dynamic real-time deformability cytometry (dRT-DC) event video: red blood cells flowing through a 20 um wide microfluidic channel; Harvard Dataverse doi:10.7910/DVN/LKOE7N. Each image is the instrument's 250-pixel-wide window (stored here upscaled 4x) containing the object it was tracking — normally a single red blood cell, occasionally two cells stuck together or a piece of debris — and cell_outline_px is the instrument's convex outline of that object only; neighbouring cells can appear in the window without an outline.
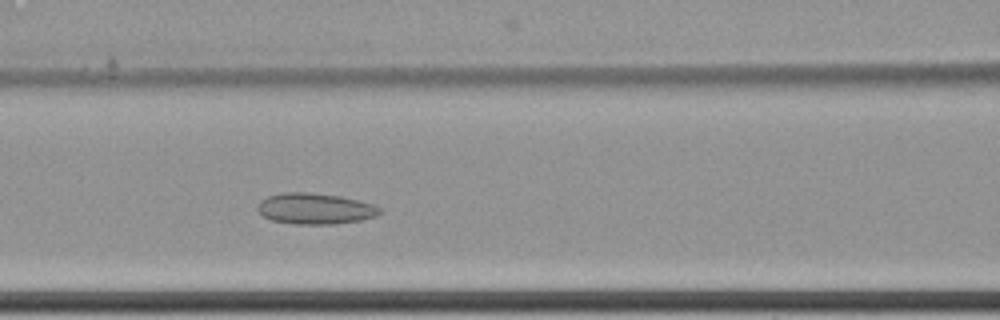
{"species": "common noctule bat (a hibernating species)", "species_latin": "Nyctalus noctula", "temperature_condition": "cold", "stored_images_in_passage": 6, "camera_frame_rate_fps": 3000, "um_per_image_px": 0.085, "animal": {"sex": "female", "body_mass_g": 22.7, "forearm_length_mm": 54.2}, "frame": {"image": 1, "passage_image": 6, "time_ms": 1.667, "image_size_px": [1000, 320], "cell_outline_px": [[384, 212], [376, 216], [360, 220], [332, 224], [296, 224], [272, 220], [264, 216], [256, 208], [256, 204], [260, 200], [268, 196], [280, 192], [308, 192], [340, 196], [372, 204], [380, 208]], "centroid_in_image_um": [26.76, 17.73], "position_along_channel_um": 139.8, "area_um2": 22.08}}